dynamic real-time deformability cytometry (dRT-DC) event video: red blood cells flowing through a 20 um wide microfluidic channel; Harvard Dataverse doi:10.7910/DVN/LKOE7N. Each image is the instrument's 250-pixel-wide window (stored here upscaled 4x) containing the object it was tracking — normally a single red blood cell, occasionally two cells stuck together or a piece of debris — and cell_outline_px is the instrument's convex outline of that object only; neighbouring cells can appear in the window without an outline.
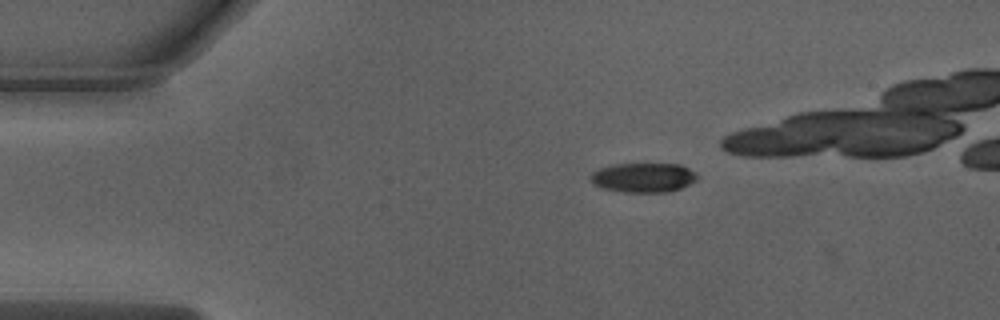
{"species": "Egyptian fruit bat (a non-hibernating species)", "species_latin": "Rousettus aegyptiacus", "temperature_condition": "warm", "stored_images_in_passage": 33, "camera_frame_rate_fps": 3000, "um_per_image_px": 0.085, "animal": {"sex": "male"}, "frame": {"image": 1, "passage_image": 2, "time_ms": 0.333, "image_size_px": [1000, 320], "cell_outline_px": [[700, 176], [696, 180], [680, 188], [668, 192], [624, 192], [604, 188], [592, 184], [588, 176], [592, 172], [600, 168], [612, 164], [680, 164], [688, 168]], "centroid_in_image_um": [54.66, 15.09], "position_along_channel_um": 30.3, "area_um2": 18.38}}
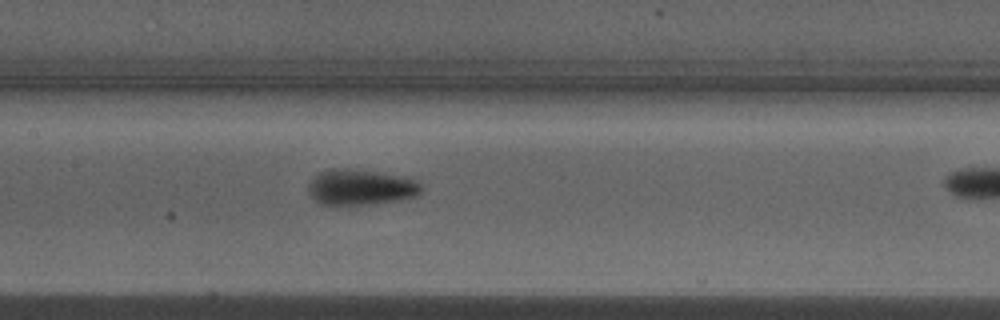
{"frame": {"image": 2, "passage_image": 17, "time_ms": 5.333, "image_size_px": [1000, 320], "cell_outline_px": [[424, 188], [416, 196], [396, 200], [368, 204], [332, 208], [316, 200], [308, 192], [308, 184], [320, 172], [328, 168], [348, 168], [412, 176]], "centroid_in_image_um": [30.67, 15.92], "position_along_channel_um": 176.7, "area_um2": 24.22}}
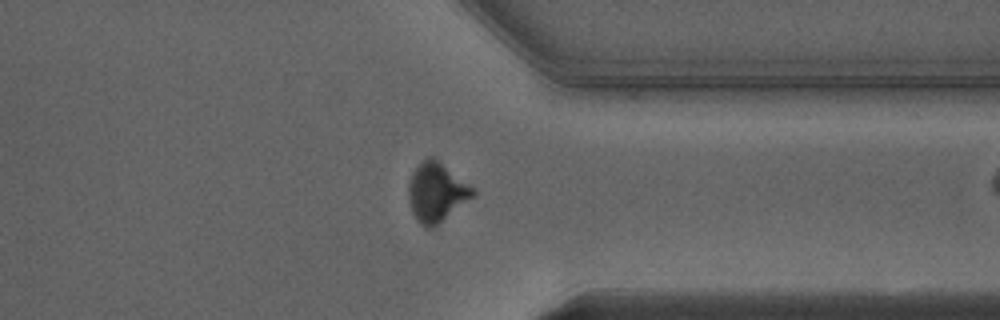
{"frame": {"image": 3, "passage_image": 32, "time_ms": 10.333, "image_size_px": [1000, 320], "cell_outline_px": [[476, 196], [432, 228], [424, 228], [416, 220], [412, 212], [408, 200], [408, 184], [416, 168], [428, 156], [432, 156], [476, 188]], "centroid_in_image_um": [37.13, 16.37], "position_along_channel_um": 374.3, "area_um2": 22.31}}